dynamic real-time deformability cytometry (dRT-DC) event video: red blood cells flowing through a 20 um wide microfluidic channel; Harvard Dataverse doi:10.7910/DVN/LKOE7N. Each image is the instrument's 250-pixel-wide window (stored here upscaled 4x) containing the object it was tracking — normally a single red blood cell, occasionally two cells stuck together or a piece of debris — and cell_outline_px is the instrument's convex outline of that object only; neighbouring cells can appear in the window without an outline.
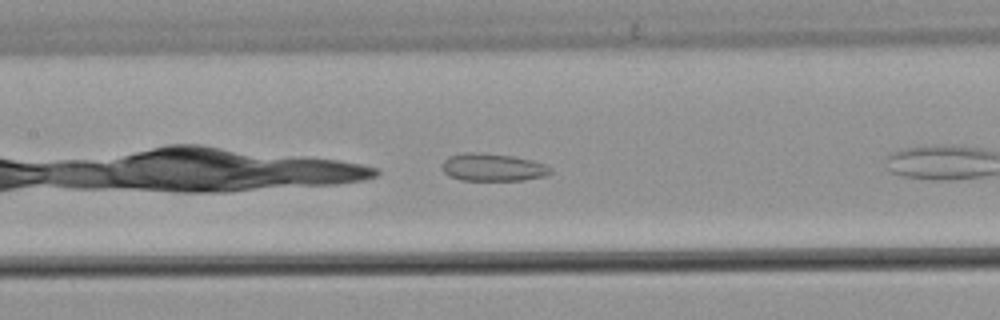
{"species": "common noctule bat (a hibernating species)", "species_latin": "Nyctalus noctula", "temperature_condition": "warm", "stored_images_in_passage": 35, "camera_frame_rate_fps": 3000, "um_per_image_px": 0.085, "animal": {"sex": "male", "body_mass_g": 21.5, "forearm_length_mm": 52.0}, "frame": {"image": 1, "passage_image": 11, "time_ms": 3.333, "image_size_px": [1000, 320], "cell_outline_px": [[552, 172], [544, 176], [524, 180], [460, 180], [448, 176], [440, 168], [440, 164], [448, 156], [468, 152], [472, 152], [512, 156], [532, 160], [544, 164], [552, 168]], "centroid_in_image_um": [41.84, 14.23], "position_along_channel_um": 165.6, "area_um2": 17.51}, "authors_computed_cell_mechanics": {"area_um2": 18.1492, "velocity_mm_per_s": 3.8044, "shape_relaxation_time_tau1_ms": null, "shape_relaxation_time_tau2_ms": 1.851, "deformation_change_tau1": null, "deformation_change_tau2": 0.0572}}